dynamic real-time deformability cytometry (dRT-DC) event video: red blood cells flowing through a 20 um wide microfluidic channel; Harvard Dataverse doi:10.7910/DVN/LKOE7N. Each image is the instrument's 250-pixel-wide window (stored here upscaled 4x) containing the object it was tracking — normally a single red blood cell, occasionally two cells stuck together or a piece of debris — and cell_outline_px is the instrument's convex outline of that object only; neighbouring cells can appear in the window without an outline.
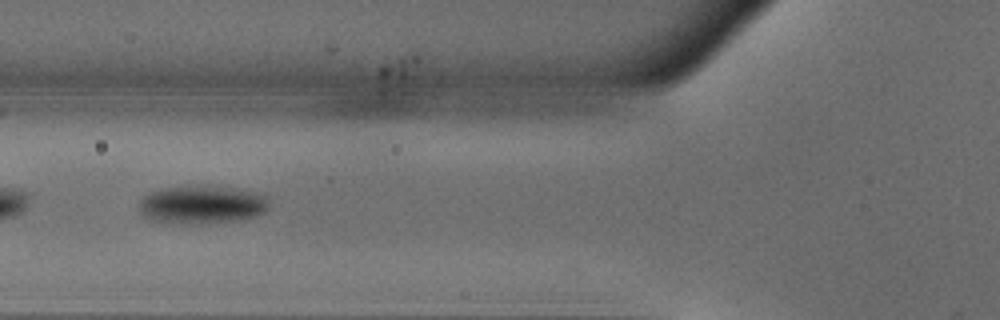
{"species": "common noctule bat (a hibernating species)", "species_latin": "Nyctalus noctula", "temperature_condition": "warm", "stored_images_in_passage": 34, "camera_frame_rate_fps": 3000, "um_per_image_px": 0.085, "animal": {"sex": "male", "body_mass_g": 18.8}, "frame": {"image": 1, "passage_image": 6, "time_ms": 1.667, "image_size_px": [1000, 320], "cell_outline_px": [[268, 204], [264, 212], [256, 216], [236, 220], [204, 224], [172, 224], [156, 220], [144, 216], [140, 212], [140, 200], [148, 192], [160, 188], [188, 184], [216, 184], [260, 192], [268, 196]], "centroid_in_image_um": [17.18, 17.35], "position_along_channel_um": 108.6, "area_um2": 30.11}}
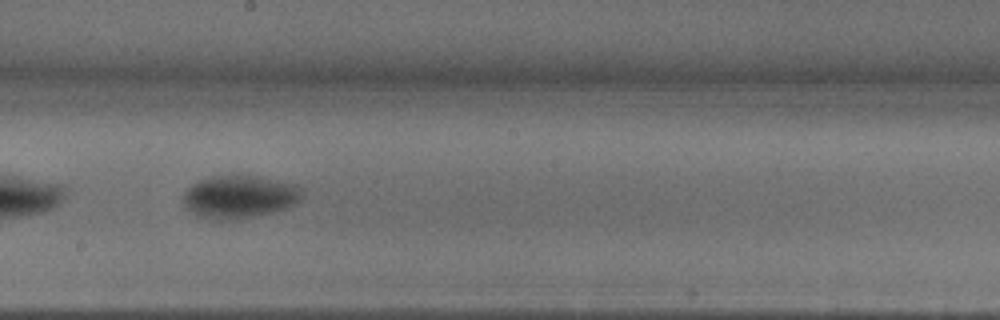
{"frame": {"image": 2, "passage_image": 15, "time_ms": 4.667, "image_size_px": [1000, 320], "cell_outline_px": [[304, 196], [300, 200], [288, 208], [276, 212], [252, 216], [212, 220], [196, 216], [184, 204], [184, 192], [192, 184], [200, 180], [212, 176], [240, 172], [296, 184], [300, 188]], "centroid_in_image_um": [20.38, 16.68], "position_along_channel_um": 227.8, "area_um2": 30.17}, "authors_computed_cell_mechanics": {"area_um2": 29.6803, "velocity_mm_per_s": 3.9717, "shape_relaxation_time_tau1_ms": 3.7434, "shape_relaxation_time_tau2_ms": 6.434, "deformation_change_tau1": 0.1493, "deformation_change_tau2": 0.0641}}